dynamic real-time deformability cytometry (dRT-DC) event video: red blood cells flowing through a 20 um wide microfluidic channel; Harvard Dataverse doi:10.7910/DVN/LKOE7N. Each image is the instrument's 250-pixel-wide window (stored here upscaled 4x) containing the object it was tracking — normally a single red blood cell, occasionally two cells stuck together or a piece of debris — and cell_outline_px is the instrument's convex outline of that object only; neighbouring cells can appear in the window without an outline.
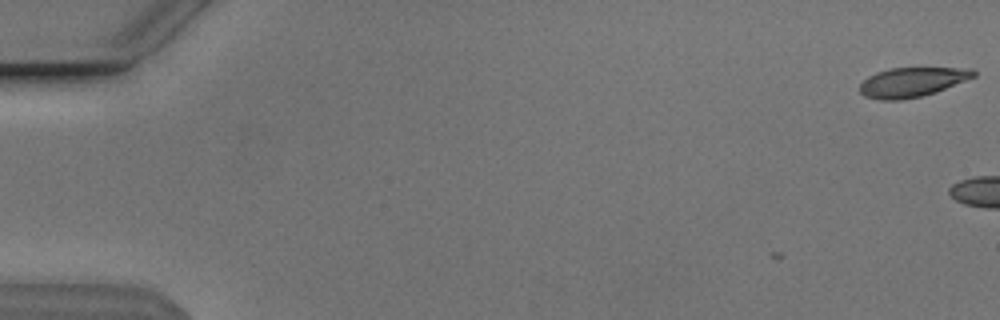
{"species": "Egyptian fruit bat (a non-hibernating species)", "species_latin": "Rousettus aegyptiacus", "temperature_condition": "cold", "stored_images_in_passage": 5, "camera_frame_rate_fps": 3000, "um_per_image_px": 0.085, "animal": {"sex": "male"}, "frame": {"image": 1, "passage_image": 1, "time_ms": 0.0, "image_size_px": [1000, 320], "cell_outline_px": [[976, 76], [936, 92], [920, 96], [900, 100], [880, 100], [864, 96], [860, 92], [860, 84], [868, 76], [876, 72], [892, 68], [972, 68], [976, 72]], "centroid_in_image_um": [77.52, 6.98], "position_along_channel_um": 7.5, "area_um2": 19.48}}